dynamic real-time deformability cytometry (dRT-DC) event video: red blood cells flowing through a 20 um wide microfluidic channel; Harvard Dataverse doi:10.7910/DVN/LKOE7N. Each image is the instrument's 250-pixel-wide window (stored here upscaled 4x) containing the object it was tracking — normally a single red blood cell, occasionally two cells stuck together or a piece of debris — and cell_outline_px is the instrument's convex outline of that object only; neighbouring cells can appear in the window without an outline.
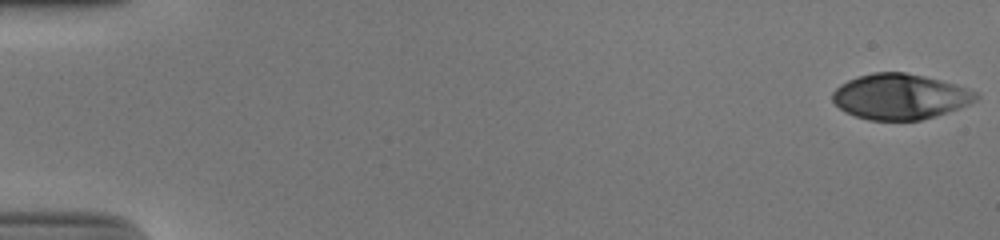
{"species": "human", "species_latin": "Homo sapiens", "temperature_condition": "cold", "stored_images_in_passage": 52, "camera_frame_rate_fps": 3000, "um_per_image_px": 0.085, "donor": {"sex": "male"}, "frame": {"image": 1, "passage_image": 1, "time_ms": 0.0, "image_size_px": [1000, 240], "cell_outline_px": [[980, 96], [976, 100], [960, 108], [936, 116], [920, 120], [868, 120], [844, 112], [832, 100], [832, 92], [840, 84], [848, 80], [872, 72], [904, 72], [924, 76], [956, 84], [980, 92]], "centroid_in_image_um": [76.53, 8.21], "position_along_channel_um": 8.5, "area_um2": 38.21}}
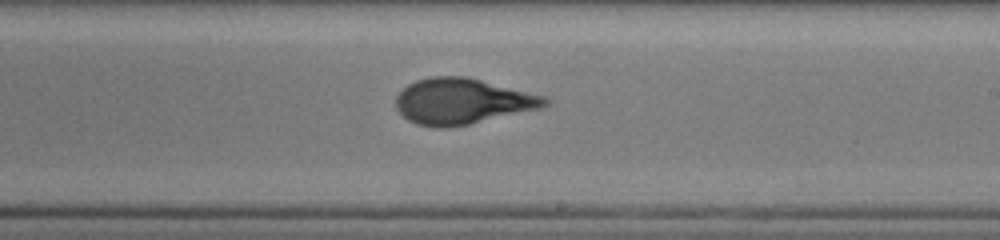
{"frame": {"image": 2, "passage_image": 33, "time_ms": 10.667, "image_size_px": [1000, 240], "cell_outline_px": [[552, 104], [540, 108], [468, 124], [448, 128], [436, 128], [416, 124], [408, 120], [396, 108], [396, 96], [408, 84], [416, 80], [432, 76], [464, 76], [548, 96], [552, 100]], "centroid_in_image_um": [39.33, 8.61], "position_along_channel_um": 249.7, "area_um2": 39.82}}
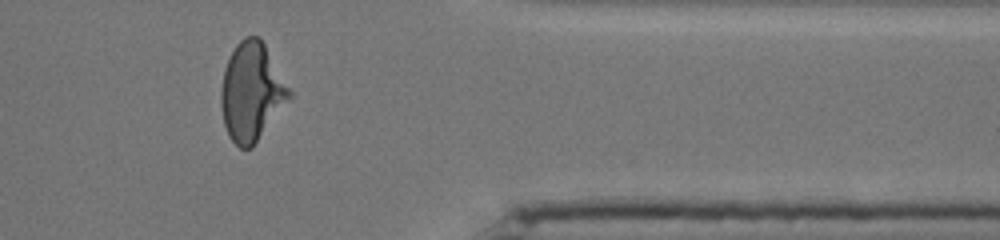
{"frame": {"image": 3, "passage_image": 45, "time_ms": 14.667, "image_size_px": [1000, 240], "cell_outline_px": [[292, 96], [252, 148], [240, 148], [228, 136], [224, 124], [220, 104], [220, 92], [224, 68], [236, 44], [244, 36], [260, 36], [292, 92]], "centroid_in_image_um": [21.37, 7.81], "position_along_channel_um": 390.0, "area_um2": 39.02}}